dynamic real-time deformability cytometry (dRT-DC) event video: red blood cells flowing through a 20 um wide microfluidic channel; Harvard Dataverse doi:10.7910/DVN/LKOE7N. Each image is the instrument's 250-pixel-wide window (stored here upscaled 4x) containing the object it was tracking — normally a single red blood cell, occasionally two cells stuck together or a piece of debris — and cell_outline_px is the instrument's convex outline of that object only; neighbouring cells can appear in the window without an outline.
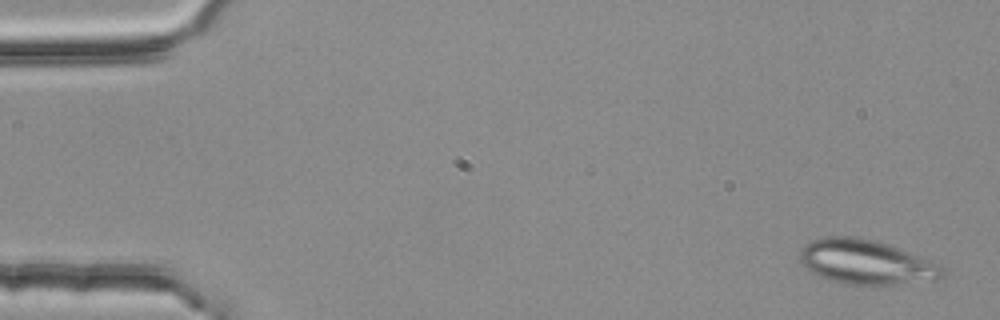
{"species": "common noctule bat (a hibernating species)", "species_latin": "Nyctalus noctula", "temperature_condition": "room temperature", "stored_images_in_passage": 3, "camera_frame_rate_fps": 3000, "um_per_image_px": 0.085, "animal": {"sex": "female", "body_mass_g": 25.1}, "frame": {"image": 1, "passage_image": 1, "time_ms": 0.0, "image_size_px": [1000, 320], "cell_outline_px": [[948, 268], [944, 276], [936, 280], [892, 284], [844, 284], [820, 276], [812, 272], [800, 260], [800, 248], [804, 244], [812, 240], [824, 236], [852, 236], [876, 240], [888, 244], [940, 264]], "centroid_in_image_um": [73.65, 22.26], "position_along_channel_um": 11.3, "area_um2": 36.99}}